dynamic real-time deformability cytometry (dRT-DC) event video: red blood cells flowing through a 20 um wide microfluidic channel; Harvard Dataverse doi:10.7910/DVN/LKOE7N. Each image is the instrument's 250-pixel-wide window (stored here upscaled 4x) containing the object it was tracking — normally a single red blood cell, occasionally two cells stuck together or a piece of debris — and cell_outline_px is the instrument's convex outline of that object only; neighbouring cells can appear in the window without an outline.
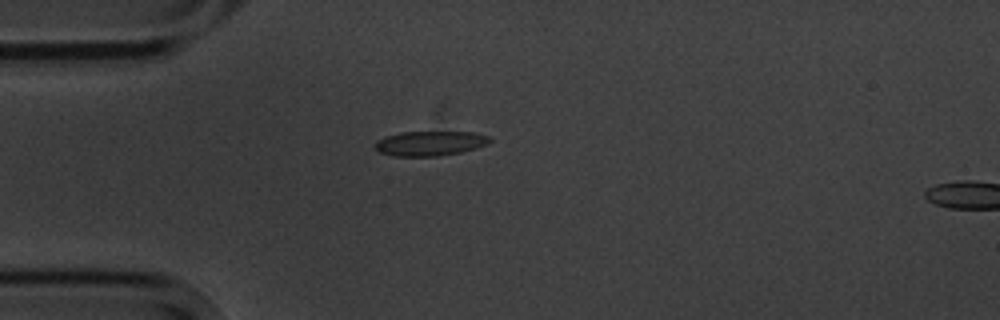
{"species": "common noctule bat (a hibernating species)", "species_latin": "Nyctalus noctula", "temperature_condition": "cold", "stored_images_in_passage": 4, "camera_frame_rate_fps": 3000, "um_per_image_px": 0.085, "animal": {"sex": "male", "body_mass_g": 20.1, "forearm_length_mm": 53.5}, "frame": {"image": 1, "passage_image": 3, "time_ms": 2.333, "image_size_px": [1000, 320], "cell_outline_px": [[492, 140], [488, 144], [476, 148], [460, 152], [436, 156], [392, 156], [380, 152], [376, 148], [376, 140], [384, 136], [400, 132], [472, 132], [488, 136]], "centroid_in_image_um": [36.54, 12.18], "position_along_channel_um": 48.5, "area_um2": 16.47}}